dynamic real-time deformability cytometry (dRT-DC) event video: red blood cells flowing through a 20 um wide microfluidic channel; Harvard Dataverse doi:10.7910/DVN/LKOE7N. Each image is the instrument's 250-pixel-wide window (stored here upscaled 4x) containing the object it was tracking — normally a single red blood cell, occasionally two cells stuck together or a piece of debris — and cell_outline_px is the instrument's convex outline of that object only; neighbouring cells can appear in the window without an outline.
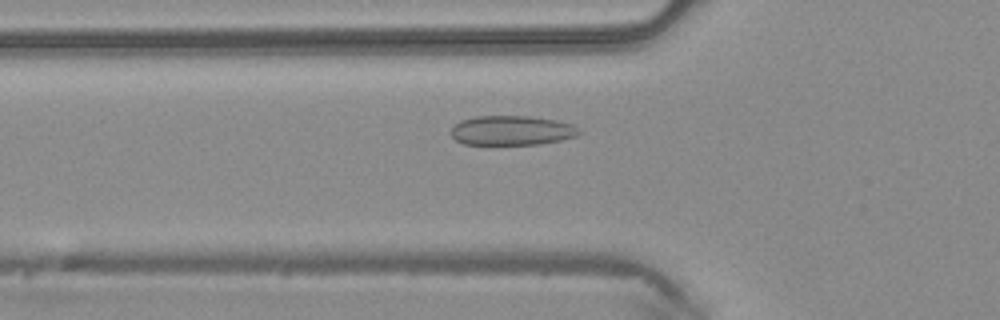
{"species": "common noctule bat (a hibernating species)", "species_latin": "Nyctalus noctula", "temperature_condition": "warm", "stored_images_in_passage": 46, "camera_frame_rate_fps": 3000, "um_per_image_px": 0.085, "animal": {"sex": "male", "body_mass_g": 20.4}, "frame": {"image": 1, "passage_image": 15, "time_ms": 4.667, "image_size_px": [1000, 320], "cell_outline_px": [[584, 132], [576, 136], [560, 140], [540, 144], [464, 144], [456, 140], [448, 132], [460, 120], [476, 116], [528, 116], [556, 120], [572, 124], [580, 128]], "centroid_in_image_um": [43.52, 11.08], "position_along_channel_um": 82.3, "area_um2": 22.2}}
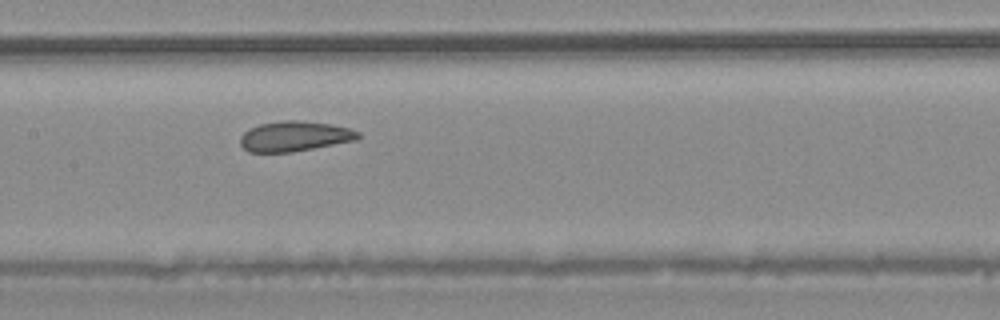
{"frame": {"image": 2, "passage_image": 22, "time_ms": 7.0, "image_size_px": [1000, 320], "cell_outline_px": [[360, 136], [356, 140], [292, 152], [248, 152], [240, 144], [240, 136], [248, 128], [260, 124], [284, 120], [300, 120], [328, 124], [348, 128], [360, 132]], "centroid_in_image_um": [25.0, 11.58], "position_along_channel_um": 182.4, "area_um2": 20.63}}
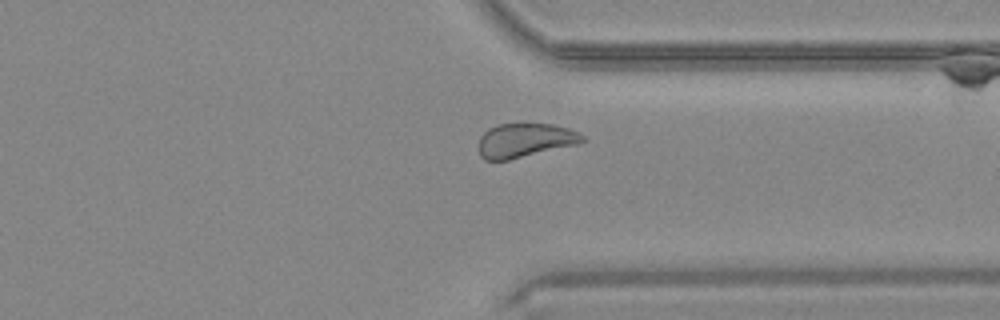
{"frame": {"image": 3, "passage_image": 35, "time_ms": 11.333, "image_size_px": [1000, 320], "cell_outline_px": [[588, 140], [580, 144], [508, 160], [484, 160], [480, 156], [480, 136], [488, 128], [500, 124], [552, 124], [568, 128], [584, 136]], "centroid_in_image_um": [44.66, 11.93], "position_along_channel_um": 366.7, "area_um2": 20.63}}